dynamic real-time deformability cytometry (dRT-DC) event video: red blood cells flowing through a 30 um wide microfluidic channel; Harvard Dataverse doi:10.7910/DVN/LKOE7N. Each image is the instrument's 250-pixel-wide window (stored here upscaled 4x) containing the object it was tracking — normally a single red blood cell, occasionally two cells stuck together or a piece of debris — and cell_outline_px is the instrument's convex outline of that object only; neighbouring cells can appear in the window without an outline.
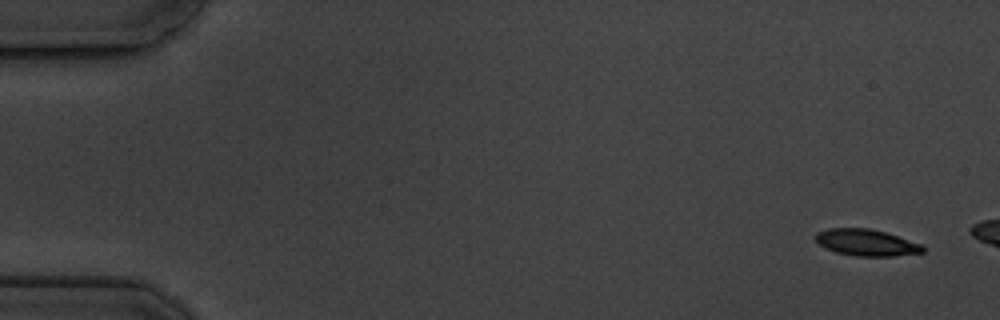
{"species": "common noctule bat (a hibernating species)", "species_latin": "Nyctalus noctula", "temperature_condition": "cold", "stored_images_in_passage": 3, "camera_frame_rate_fps": 3000, "um_per_image_px": 0.085, "animal": {"sex": "male", "body_mass_g": 19.5, "forearm_length_mm": 54.6}, "frame": {"image": 1, "passage_image": 1, "time_ms": 0.0, "image_size_px": [1000, 320], "cell_outline_px": [[924, 252], [892, 256], [856, 256], [836, 252], [820, 244], [816, 240], [816, 232], [828, 228], [868, 228], [884, 232], [920, 244], [924, 248]], "centroid_in_image_um": [73.62, 20.61], "position_along_channel_um": 11.4, "area_um2": 16.24}}